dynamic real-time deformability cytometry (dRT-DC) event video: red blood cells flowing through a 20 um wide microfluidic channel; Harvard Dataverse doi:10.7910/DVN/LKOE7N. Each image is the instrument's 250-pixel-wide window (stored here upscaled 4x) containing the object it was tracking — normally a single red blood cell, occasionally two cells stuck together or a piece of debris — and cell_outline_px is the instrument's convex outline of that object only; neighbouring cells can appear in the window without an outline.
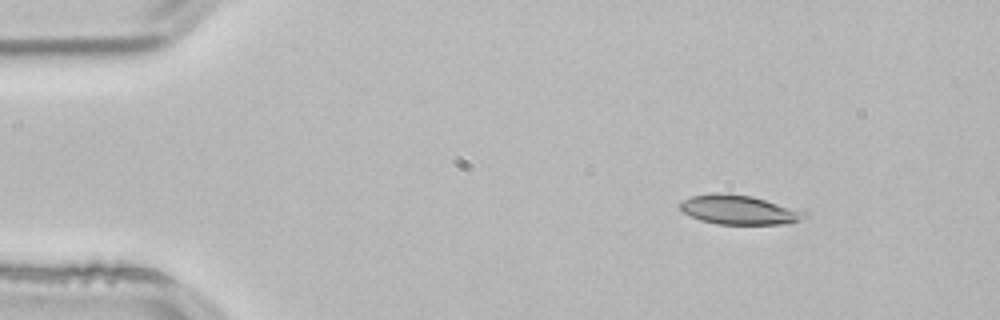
{"species": "common noctule bat (a hibernating species)", "species_latin": "Nyctalus noctula", "temperature_condition": "room temperature", "stored_images_in_passage": 10, "camera_frame_rate_fps": 3000, "um_per_image_px": 0.085, "animal": {"sex": "male", "body_mass_g": 21.5, "forearm_length_mm": 52.0}, "frame": {"image": 1, "passage_image": 1, "time_ms": 0.0, "image_size_px": [1000, 320], "cell_outline_px": [[808, 216], [792, 224], [716, 224], [700, 220], [684, 212], [680, 208], [680, 204], [684, 200], [692, 196], [752, 196], [808, 212]], "centroid_in_image_um": [62.93, 17.9], "position_along_channel_um": 22.1, "area_um2": 20.35}}